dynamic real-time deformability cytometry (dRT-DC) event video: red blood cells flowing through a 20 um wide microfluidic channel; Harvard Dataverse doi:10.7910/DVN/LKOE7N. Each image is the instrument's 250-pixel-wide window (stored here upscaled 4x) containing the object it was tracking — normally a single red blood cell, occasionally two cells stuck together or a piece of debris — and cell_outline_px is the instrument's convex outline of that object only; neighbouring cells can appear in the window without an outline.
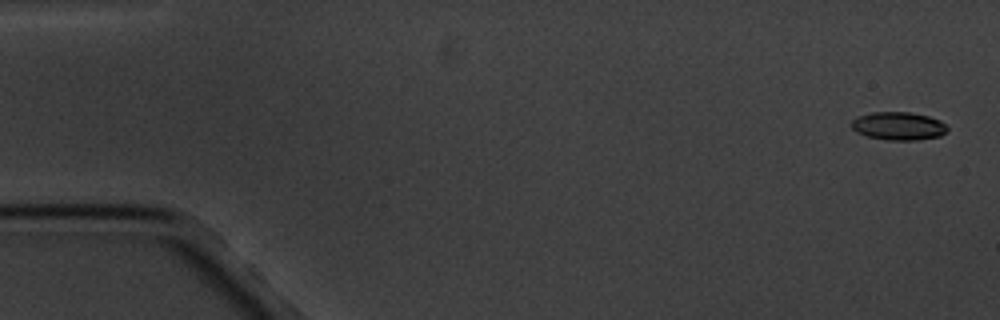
{"species": "common noctule bat (a hibernating species)", "species_latin": "Nyctalus noctula", "temperature_condition": "cold", "stored_images_in_passage": 5, "camera_frame_rate_fps": 3000, "um_per_image_px": 0.085, "animal": {"sex": "male", "body_mass_g": 20.1, "forearm_length_mm": 53.5}, "frame": {"image": 1, "passage_image": 1, "time_ms": 0.0, "image_size_px": [1000, 320], "cell_outline_px": [[948, 128], [940, 136], [916, 140], [888, 140], [868, 136], [856, 132], [852, 128], [852, 120], [860, 116], [872, 112], [908, 112], [928, 116], [940, 120]], "centroid_in_image_um": [76.37, 10.71], "position_along_channel_um": 8.6, "area_um2": 15.49}}
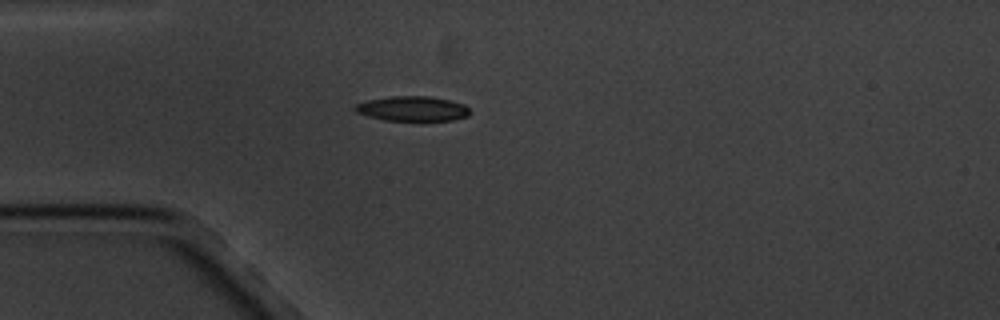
{"frame": {"image": 2, "passage_image": 5, "time_ms": 4.667, "image_size_px": [1000, 320], "cell_outline_px": [[468, 116], [452, 120], [384, 120], [368, 116], [356, 112], [352, 108], [356, 104], [368, 100], [392, 96], [432, 96], [464, 104], [468, 108]], "centroid_in_image_um": [35.03, 9.23], "position_along_channel_um": 50.0, "area_um2": 16.47}}